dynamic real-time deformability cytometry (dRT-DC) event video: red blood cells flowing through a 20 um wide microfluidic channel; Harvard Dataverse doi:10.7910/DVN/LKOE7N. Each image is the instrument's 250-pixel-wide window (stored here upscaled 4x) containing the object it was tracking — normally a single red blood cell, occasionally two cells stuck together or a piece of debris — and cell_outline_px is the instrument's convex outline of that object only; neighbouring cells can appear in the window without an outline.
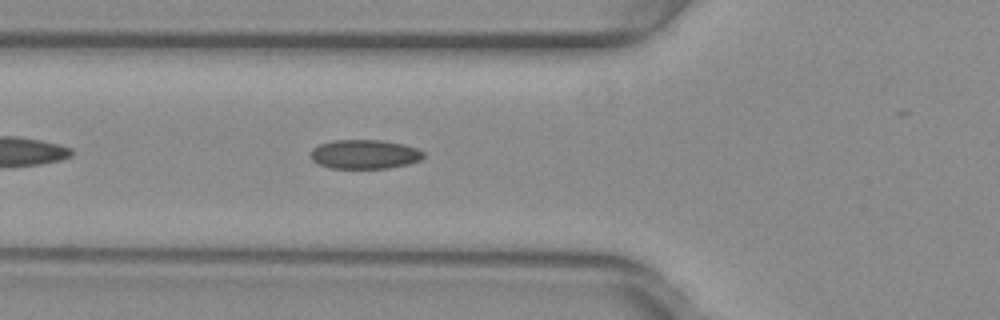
{"species": "common noctule bat (a hibernating species)", "species_latin": "Nyctalus noctula", "temperature_condition": "warm", "stored_images_in_passage": 28, "camera_frame_rate_fps": 3000, "um_per_image_px": 0.085, "animal": {"sex": "female", "body_mass_g": 29.2, "forearm_length_mm": 56.3}, "frame": {"image": 1, "passage_image": 5, "time_ms": 1.333, "image_size_px": [1000, 320], "cell_outline_px": [[424, 156], [420, 160], [408, 164], [388, 168], [332, 168], [320, 164], [312, 160], [312, 148], [320, 144], [336, 140], [384, 140], [404, 144], [416, 148], [424, 152]], "centroid_in_image_um": [31.03, 13.1], "position_along_channel_um": 94.8, "area_um2": 19.07}}
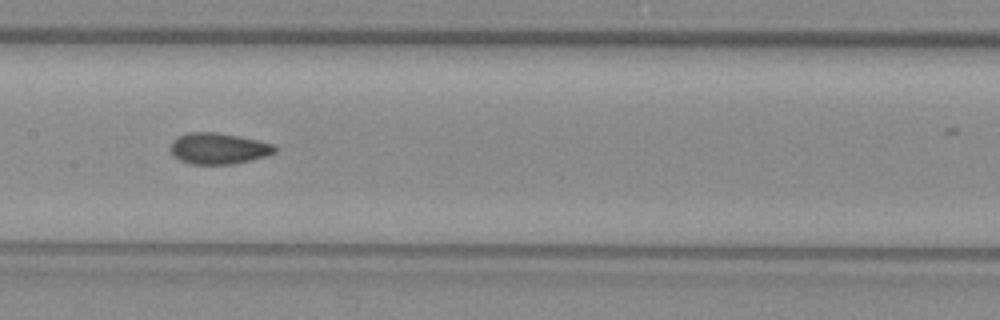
{"frame": {"image": 2, "passage_image": 12, "time_ms": 3.667, "image_size_px": [1000, 320], "cell_outline_px": [[276, 152], [264, 156], [232, 164], [188, 164], [180, 160], [172, 152], [172, 140], [188, 132], [216, 132], [240, 136], [272, 144], [276, 148]], "centroid_in_image_um": [18.56, 12.61], "position_along_channel_um": 188.8, "area_um2": 18.61}}
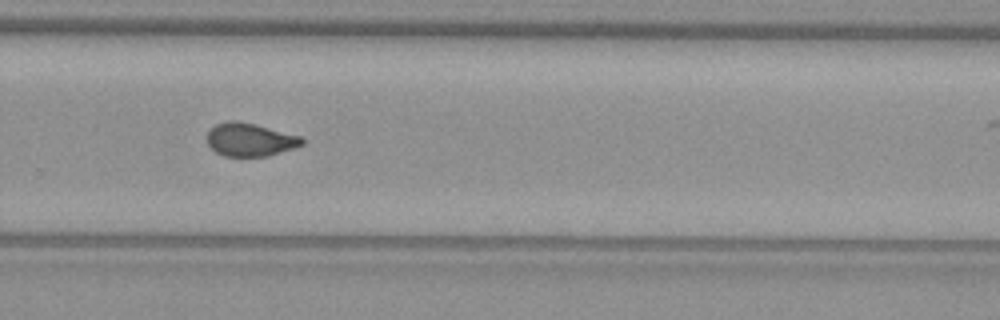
{"frame": {"image": 3, "passage_image": 21, "time_ms": 6.667, "image_size_px": [1000, 320], "cell_outline_px": [[304, 144], [268, 156], [224, 156], [216, 152], [208, 144], [208, 132], [216, 124], [228, 120], [236, 120], [300, 136], [304, 140]], "centroid_in_image_um": [21.23, 11.87], "position_along_channel_um": 308.6, "area_um2": 17.98}}